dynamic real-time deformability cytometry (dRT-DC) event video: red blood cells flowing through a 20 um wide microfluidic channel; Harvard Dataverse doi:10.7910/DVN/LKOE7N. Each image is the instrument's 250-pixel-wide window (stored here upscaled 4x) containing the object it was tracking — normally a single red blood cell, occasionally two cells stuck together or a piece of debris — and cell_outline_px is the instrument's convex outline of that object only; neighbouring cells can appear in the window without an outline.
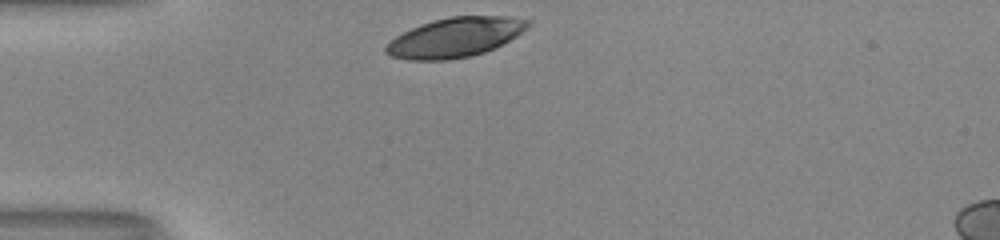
{"species": "human", "species_latin": "Homo sapiens", "temperature_condition": "room temperature", "stored_images_in_passage": 29, "camera_frame_rate_fps": 3000, "um_per_image_px": 0.085, "donor": {"sex": "male"}, "frame": {"image": 1, "passage_image": 1, "time_ms": 0.0, "image_size_px": [1000, 240], "cell_outline_px": [[532, 24], [516, 36], [484, 52], [472, 56], [448, 60], [408, 60], [388, 56], [384, 52], [384, 48], [396, 36], [420, 24], [432, 20], [452, 16], [508, 16], [532, 20]], "centroid_in_image_um": [38.67, 3.18], "position_along_channel_um": 46.3, "area_um2": 32.71}}
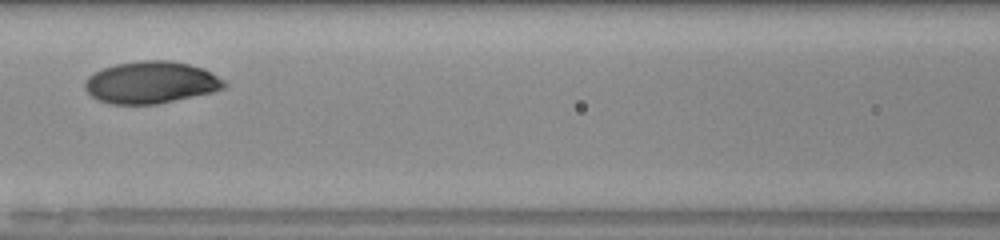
{"frame": {"image": 2, "passage_image": 11, "time_ms": 3.333, "image_size_px": [1000, 240], "cell_outline_px": [[228, 84], [224, 88], [212, 92], [156, 104], [112, 104], [100, 100], [92, 96], [84, 88], [84, 80], [88, 76], [104, 68], [116, 64], [136, 60], [168, 60], [188, 64], [204, 68], [224, 80]], "centroid_in_image_um": [12.83, 7.0], "position_along_channel_um": 153.8, "area_um2": 34.04}}
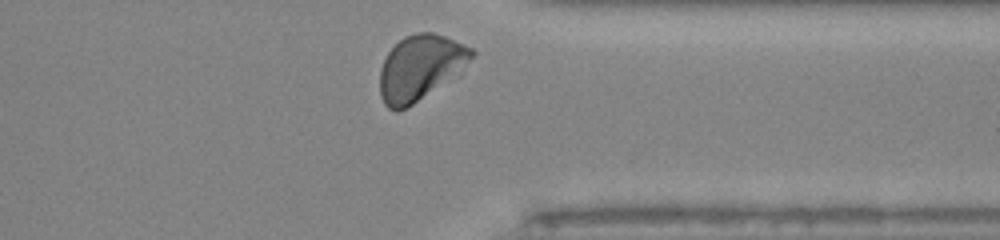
{"frame": {"image": 3, "passage_image": 28, "time_ms": 9.0, "image_size_px": [1000, 240], "cell_outline_px": [[476, 52], [468, 60], [412, 104], [396, 112], [388, 108], [384, 104], [380, 96], [380, 68], [388, 52], [404, 36], [416, 32], [432, 32], [444, 36], [464, 44], [472, 48]], "centroid_in_image_um": [35.61, 5.7], "position_along_channel_um": 375.8, "area_um2": 33.18}, "authors_computed_cell_mechanics": {"area_um2": 33.524, "velocity_mm_per_s": 3.9614, "shape_relaxation_time_tau1_ms": 2.2556, "shape_relaxation_time_tau2_ms": null, "deformation_change_tau1": 0.1386, "deformation_change_tau2": null}}